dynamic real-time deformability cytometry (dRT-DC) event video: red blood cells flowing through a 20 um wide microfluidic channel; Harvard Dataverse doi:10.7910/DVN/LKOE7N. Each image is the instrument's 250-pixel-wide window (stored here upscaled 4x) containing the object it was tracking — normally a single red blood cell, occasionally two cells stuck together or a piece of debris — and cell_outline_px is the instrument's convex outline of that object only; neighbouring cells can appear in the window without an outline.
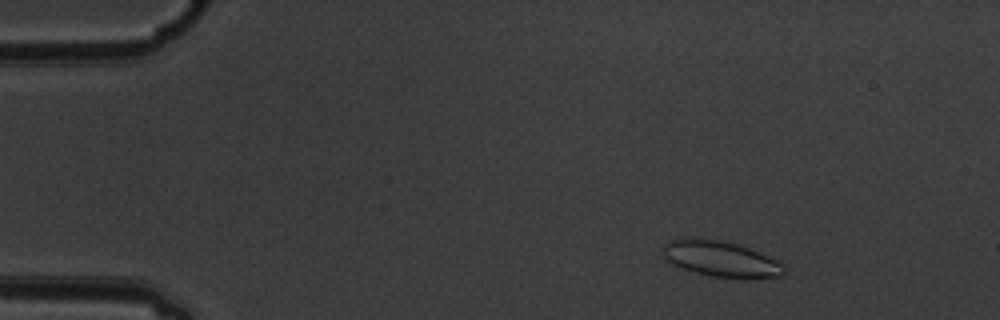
{"species": "common noctule bat (a hibernating species)", "species_latin": "Nyctalus noctula", "temperature_condition": "warm", "stored_images_in_passage": 9, "camera_frame_rate_fps": 3000, "um_per_image_px": 0.085, "animal": {"sex": "male", "body_mass_g": 19.5, "forearm_length_mm": 54.6}, "frame": {"image": 1, "passage_image": 2, "time_ms": 0.333, "image_size_px": [1000, 320], "cell_outline_px": [[784, 276], [712, 276], [676, 268], [664, 256], [664, 244], [668, 240], [680, 236], [704, 236], [736, 244], [748, 248], [776, 260], [784, 264]], "centroid_in_image_um": [61.13, 21.93], "position_along_channel_um": 23.9, "area_um2": 25.14}}
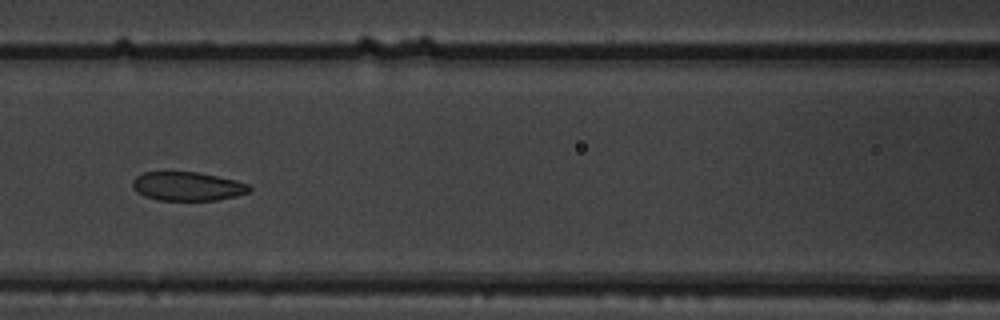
{"frame": {"image": 2, "passage_image": 7, "time_ms": 2.0, "image_size_px": [1000, 320], "cell_outline_px": [[252, 188], [248, 192], [236, 196], [216, 200], [156, 200], [144, 196], [136, 192], [132, 188], [132, 180], [136, 176], [144, 172], [196, 172], [236, 180], [248, 184]], "centroid_in_image_um": [15.9, 15.84], "position_along_channel_um": 150.7, "area_um2": 19.65}}
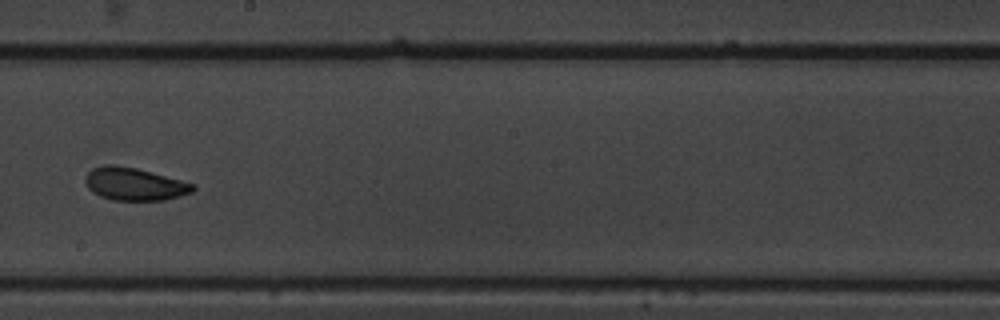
{"frame": {"image": 3, "passage_image": 9, "time_ms": 2.667, "image_size_px": [1000, 320], "cell_outline_px": [[196, 188], [192, 192], [180, 196], [164, 200], [112, 200], [100, 196], [92, 192], [88, 188], [84, 180], [84, 176], [92, 168], [104, 164], [116, 164], [136, 168], [196, 184]], "centroid_in_image_um": [11.4, 15.63], "position_along_channel_um": 236.8, "area_um2": 20.69}}